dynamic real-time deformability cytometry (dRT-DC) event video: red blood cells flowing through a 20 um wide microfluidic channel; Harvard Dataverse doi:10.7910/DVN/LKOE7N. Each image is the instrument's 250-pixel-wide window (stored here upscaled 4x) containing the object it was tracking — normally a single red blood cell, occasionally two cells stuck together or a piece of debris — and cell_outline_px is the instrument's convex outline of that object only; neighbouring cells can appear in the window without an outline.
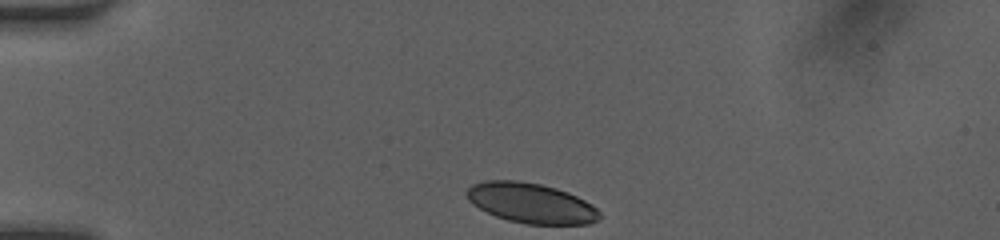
{"species": "human", "species_latin": "Homo sapiens", "temperature_condition": "room temperature", "stored_images_in_passage": 32, "camera_frame_rate_fps": 3000, "um_per_image_px": 0.085, "donor": {"sex": "female"}, "frame": {"image": 1, "passage_image": 1, "time_ms": 0.0, "image_size_px": [1000, 240], "cell_outline_px": [[600, 216], [596, 220], [588, 224], [528, 224], [508, 220], [496, 216], [472, 204], [468, 200], [464, 192], [472, 184], [484, 180], [516, 180], [540, 184], [556, 188], [568, 192], [592, 204], [600, 212]], "centroid_in_image_um": [45.11, 17.25], "position_along_channel_um": 39.9, "area_um2": 30.98}}
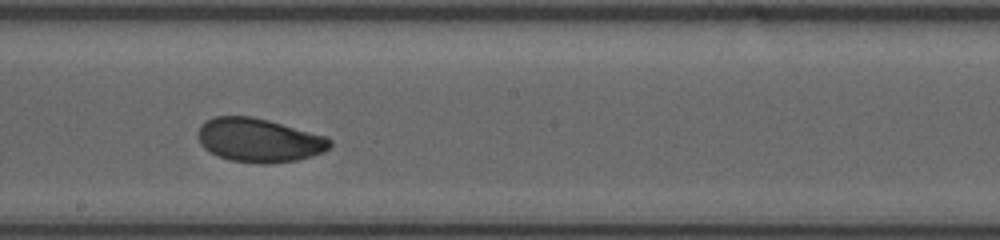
{"frame": {"image": 2, "passage_image": 18, "time_ms": 5.667, "image_size_px": [1000, 240], "cell_outline_px": [[332, 144], [324, 152], [312, 156], [296, 160], [264, 164], [260, 164], [228, 160], [204, 148], [200, 144], [196, 132], [200, 124], [216, 116], [252, 116], [268, 120], [324, 136], [332, 140]], "centroid_in_image_um": [21.98, 11.92], "position_along_channel_um": 226.2, "area_um2": 33.58}}
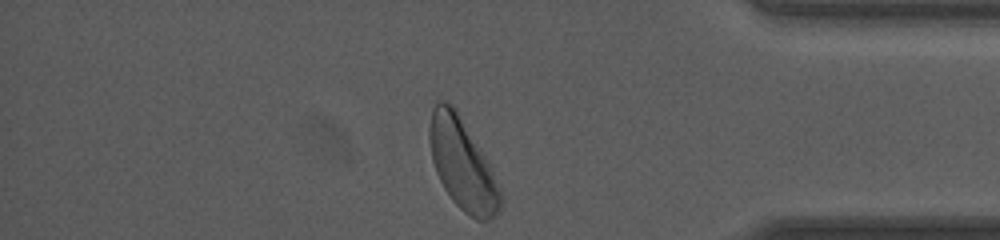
{"frame": {"image": 3, "passage_image": 32, "time_ms": 10.333, "image_size_px": [1000, 240], "cell_outline_px": [[504, 196], [500, 208], [488, 220], [476, 220], [464, 212], [452, 200], [444, 188], [436, 172], [432, 160], [428, 136], [428, 128], [432, 108], [436, 100], [444, 100], [452, 104], [456, 108], [488, 160]], "centroid_in_image_um": [39.3, 13.92], "position_along_channel_um": 395.9, "area_um2": 38.03}, "authors_computed_cell_mechanics": {"area_um2": 33.1194, "velocity_mm_per_s": 4.1059, "shape_relaxation_time_tau1_ms": 4.37, "shape_relaxation_time_tau2_ms": null, "deformation_change_tau1": 0.1402, "deformation_change_tau2": null}}